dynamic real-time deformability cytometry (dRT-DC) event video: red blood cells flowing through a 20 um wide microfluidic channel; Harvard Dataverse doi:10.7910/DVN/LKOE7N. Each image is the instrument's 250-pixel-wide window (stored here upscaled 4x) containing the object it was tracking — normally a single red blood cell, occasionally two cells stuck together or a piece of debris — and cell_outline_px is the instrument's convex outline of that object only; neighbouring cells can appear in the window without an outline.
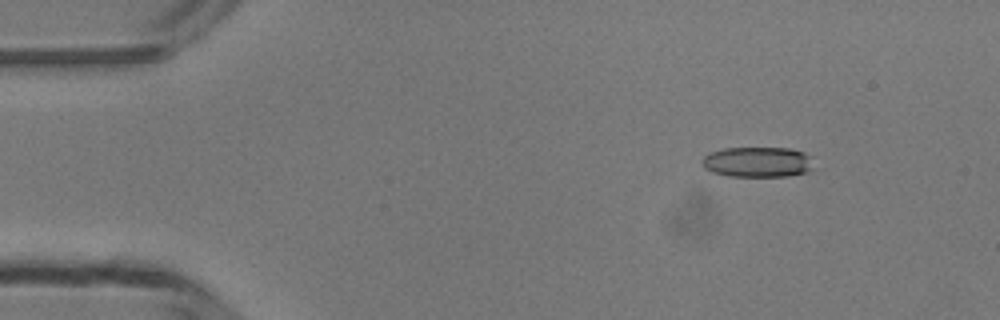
{"species": "common noctule bat (a hibernating species)", "species_latin": "Nyctalus noctula", "temperature_condition": "room temperature", "stored_images_in_passage": 44, "camera_frame_rate_fps": 3000, "um_per_image_px": 0.085, "animal": {"sex": "male", "body_mass_g": 13.3}, "frame": {"image": 1, "passage_image": 1, "time_ms": 0.0, "image_size_px": [1000, 320], "cell_outline_px": [[812, 168], [804, 172], [788, 176], [728, 176], [712, 172], [704, 168], [700, 164], [700, 160], [704, 156], [712, 152], [724, 148], [788, 148], [804, 152], [808, 156]], "centroid_in_image_um": [64.31, 13.77], "position_along_channel_um": 20.7, "area_um2": 19.59}}
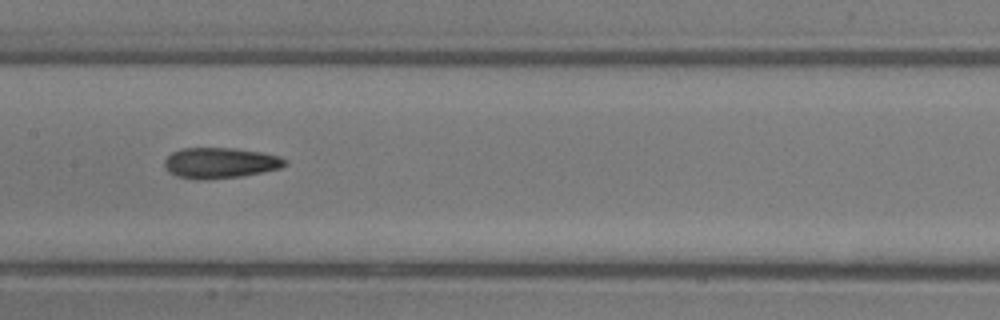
{"frame": {"image": 2, "passage_image": 19, "time_ms": 6.0, "image_size_px": [1000, 320], "cell_outline_px": [[288, 164], [280, 168], [244, 176], [204, 180], [196, 180], [176, 176], [168, 172], [164, 164], [164, 160], [172, 152], [184, 148], [236, 148], [260, 152], [280, 156], [288, 160]], "centroid_in_image_um": [18.72, 13.86], "position_along_channel_um": 188.7, "area_um2": 21.79}}
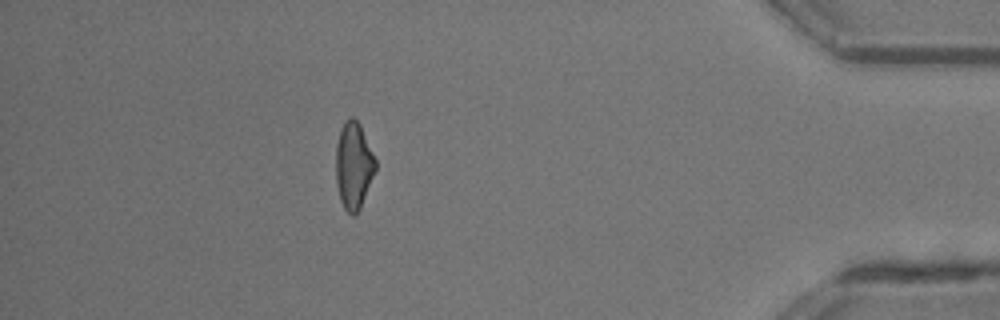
{"frame": {"image": 3, "passage_image": 38, "time_ms": 12.333, "image_size_px": [1000, 320], "cell_outline_px": [[376, 168], [360, 208], [356, 216], [352, 216], [344, 208], [340, 200], [336, 184], [336, 144], [340, 128], [344, 120], [352, 116], [360, 124], [376, 160]], "centroid_in_image_um": [30.04, 14.06], "position_along_channel_um": 405.2, "area_um2": 20.11}, "authors_computed_cell_mechanics": {"area_um2": 20.9814, "velocity_mm_per_s": 4.2282, "shape_relaxation_time_tau1_ms": 8.9097, "shape_relaxation_time_tau2_ms": 3.8939, "deformation_change_tau1": 0.2476, "deformation_change_tau2": 0.1321}}